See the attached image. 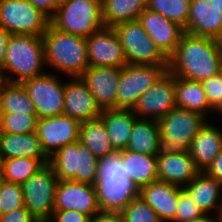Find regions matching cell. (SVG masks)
<instances>
[{
  "instance_id": "f6af8a7d",
  "label": "cell",
  "mask_w": 222,
  "mask_h": 222,
  "mask_svg": "<svg viewBox=\"0 0 222 222\" xmlns=\"http://www.w3.org/2000/svg\"><path fill=\"white\" fill-rule=\"evenodd\" d=\"M11 35L12 34L9 33L5 28H2L0 26V67H3V63L5 60V53Z\"/></svg>"
},
{
  "instance_id": "f1b7e54d",
  "label": "cell",
  "mask_w": 222,
  "mask_h": 222,
  "mask_svg": "<svg viewBox=\"0 0 222 222\" xmlns=\"http://www.w3.org/2000/svg\"><path fill=\"white\" fill-rule=\"evenodd\" d=\"M159 145L160 132L157 120L137 118L134 121L126 149L157 156Z\"/></svg>"
},
{
  "instance_id": "e0dca14e",
  "label": "cell",
  "mask_w": 222,
  "mask_h": 222,
  "mask_svg": "<svg viewBox=\"0 0 222 222\" xmlns=\"http://www.w3.org/2000/svg\"><path fill=\"white\" fill-rule=\"evenodd\" d=\"M64 79L63 115L80 123L98 119L102 109L80 77Z\"/></svg>"
},
{
  "instance_id": "ac0fdd59",
  "label": "cell",
  "mask_w": 222,
  "mask_h": 222,
  "mask_svg": "<svg viewBox=\"0 0 222 222\" xmlns=\"http://www.w3.org/2000/svg\"><path fill=\"white\" fill-rule=\"evenodd\" d=\"M121 69L122 67L89 66L80 76L102 110L116 108Z\"/></svg>"
},
{
  "instance_id": "6da1fadb",
  "label": "cell",
  "mask_w": 222,
  "mask_h": 222,
  "mask_svg": "<svg viewBox=\"0 0 222 222\" xmlns=\"http://www.w3.org/2000/svg\"><path fill=\"white\" fill-rule=\"evenodd\" d=\"M168 70L175 76L201 82L222 72V41L184 33L169 57Z\"/></svg>"
},
{
  "instance_id": "cb8c5ba5",
  "label": "cell",
  "mask_w": 222,
  "mask_h": 222,
  "mask_svg": "<svg viewBox=\"0 0 222 222\" xmlns=\"http://www.w3.org/2000/svg\"><path fill=\"white\" fill-rule=\"evenodd\" d=\"M183 189L203 214H213L222 206V183L200 172Z\"/></svg>"
},
{
  "instance_id": "bcb514c9",
  "label": "cell",
  "mask_w": 222,
  "mask_h": 222,
  "mask_svg": "<svg viewBox=\"0 0 222 222\" xmlns=\"http://www.w3.org/2000/svg\"><path fill=\"white\" fill-rule=\"evenodd\" d=\"M189 222H216L215 215L213 214H202L201 216L194 218Z\"/></svg>"
},
{
  "instance_id": "4dcf8cb0",
  "label": "cell",
  "mask_w": 222,
  "mask_h": 222,
  "mask_svg": "<svg viewBox=\"0 0 222 222\" xmlns=\"http://www.w3.org/2000/svg\"><path fill=\"white\" fill-rule=\"evenodd\" d=\"M147 0H102V17L105 27L138 20L146 9Z\"/></svg>"
},
{
  "instance_id": "30bf717a",
  "label": "cell",
  "mask_w": 222,
  "mask_h": 222,
  "mask_svg": "<svg viewBox=\"0 0 222 222\" xmlns=\"http://www.w3.org/2000/svg\"><path fill=\"white\" fill-rule=\"evenodd\" d=\"M22 85L36 108L37 118L63 115L64 78L47 70L44 74L25 80Z\"/></svg>"
},
{
  "instance_id": "74e56055",
  "label": "cell",
  "mask_w": 222,
  "mask_h": 222,
  "mask_svg": "<svg viewBox=\"0 0 222 222\" xmlns=\"http://www.w3.org/2000/svg\"><path fill=\"white\" fill-rule=\"evenodd\" d=\"M203 213L183 189L179 195L178 207L172 222H189Z\"/></svg>"
},
{
  "instance_id": "9a60e30c",
  "label": "cell",
  "mask_w": 222,
  "mask_h": 222,
  "mask_svg": "<svg viewBox=\"0 0 222 222\" xmlns=\"http://www.w3.org/2000/svg\"><path fill=\"white\" fill-rule=\"evenodd\" d=\"M86 48L89 66L123 67L127 64L113 27H104L88 36Z\"/></svg>"
},
{
  "instance_id": "7bdbcfd3",
  "label": "cell",
  "mask_w": 222,
  "mask_h": 222,
  "mask_svg": "<svg viewBox=\"0 0 222 222\" xmlns=\"http://www.w3.org/2000/svg\"><path fill=\"white\" fill-rule=\"evenodd\" d=\"M90 222H123V218L120 212L99 210L90 218Z\"/></svg>"
},
{
  "instance_id": "f546056e",
  "label": "cell",
  "mask_w": 222,
  "mask_h": 222,
  "mask_svg": "<svg viewBox=\"0 0 222 222\" xmlns=\"http://www.w3.org/2000/svg\"><path fill=\"white\" fill-rule=\"evenodd\" d=\"M79 142L98 159L116 153L108 137L106 126L100 118L80 123Z\"/></svg>"
},
{
  "instance_id": "5b68a950",
  "label": "cell",
  "mask_w": 222,
  "mask_h": 222,
  "mask_svg": "<svg viewBox=\"0 0 222 222\" xmlns=\"http://www.w3.org/2000/svg\"><path fill=\"white\" fill-rule=\"evenodd\" d=\"M50 24L62 32L87 38L105 27L102 0H63Z\"/></svg>"
},
{
  "instance_id": "d4e9b609",
  "label": "cell",
  "mask_w": 222,
  "mask_h": 222,
  "mask_svg": "<svg viewBox=\"0 0 222 222\" xmlns=\"http://www.w3.org/2000/svg\"><path fill=\"white\" fill-rule=\"evenodd\" d=\"M1 160L10 158L49 159L42 150L36 132L11 134L0 132Z\"/></svg>"
},
{
  "instance_id": "60d3db41",
  "label": "cell",
  "mask_w": 222,
  "mask_h": 222,
  "mask_svg": "<svg viewBox=\"0 0 222 222\" xmlns=\"http://www.w3.org/2000/svg\"><path fill=\"white\" fill-rule=\"evenodd\" d=\"M0 222H38L36 218L25 208L14 209L0 216Z\"/></svg>"
},
{
  "instance_id": "ffe728a7",
  "label": "cell",
  "mask_w": 222,
  "mask_h": 222,
  "mask_svg": "<svg viewBox=\"0 0 222 222\" xmlns=\"http://www.w3.org/2000/svg\"><path fill=\"white\" fill-rule=\"evenodd\" d=\"M184 33L222 41V13L210 0H190L189 17Z\"/></svg>"
},
{
  "instance_id": "d590c367",
  "label": "cell",
  "mask_w": 222,
  "mask_h": 222,
  "mask_svg": "<svg viewBox=\"0 0 222 222\" xmlns=\"http://www.w3.org/2000/svg\"><path fill=\"white\" fill-rule=\"evenodd\" d=\"M21 207H24V197L21 184L1 179L0 216Z\"/></svg>"
},
{
  "instance_id": "d6986e66",
  "label": "cell",
  "mask_w": 222,
  "mask_h": 222,
  "mask_svg": "<svg viewBox=\"0 0 222 222\" xmlns=\"http://www.w3.org/2000/svg\"><path fill=\"white\" fill-rule=\"evenodd\" d=\"M138 21L155 45L169 58L184 34L183 27L147 8L139 15Z\"/></svg>"
},
{
  "instance_id": "9c48e42d",
  "label": "cell",
  "mask_w": 222,
  "mask_h": 222,
  "mask_svg": "<svg viewBox=\"0 0 222 222\" xmlns=\"http://www.w3.org/2000/svg\"><path fill=\"white\" fill-rule=\"evenodd\" d=\"M58 182L53 167L48 163L21 184L24 207L38 222L51 219Z\"/></svg>"
},
{
  "instance_id": "816d5d0a",
  "label": "cell",
  "mask_w": 222,
  "mask_h": 222,
  "mask_svg": "<svg viewBox=\"0 0 222 222\" xmlns=\"http://www.w3.org/2000/svg\"><path fill=\"white\" fill-rule=\"evenodd\" d=\"M1 166H2V160H1V157H0V176H1Z\"/></svg>"
},
{
  "instance_id": "1f68e13d",
  "label": "cell",
  "mask_w": 222,
  "mask_h": 222,
  "mask_svg": "<svg viewBox=\"0 0 222 222\" xmlns=\"http://www.w3.org/2000/svg\"><path fill=\"white\" fill-rule=\"evenodd\" d=\"M49 159L10 158L2 160L1 178L5 181L22 184L39 171Z\"/></svg>"
},
{
  "instance_id": "836d02e7",
  "label": "cell",
  "mask_w": 222,
  "mask_h": 222,
  "mask_svg": "<svg viewBox=\"0 0 222 222\" xmlns=\"http://www.w3.org/2000/svg\"><path fill=\"white\" fill-rule=\"evenodd\" d=\"M146 8L184 28L189 17L190 0H147Z\"/></svg>"
},
{
  "instance_id": "44dd1931",
  "label": "cell",
  "mask_w": 222,
  "mask_h": 222,
  "mask_svg": "<svg viewBox=\"0 0 222 222\" xmlns=\"http://www.w3.org/2000/svg\"><path fill=\"white\" fill-rule=\"evenodd\" d=\"M200 172L189 151L157 155V176L160 181L185 187Z\"/></svg>"
},
{
  "instance_id": "c3c4849f",
  "label": "cell",
  "mask_w": 222,
  "mask_h": 222,
  "mask_svg": "<svg viewBox=\"0 0 222 222\" xmlns=\"http://www.w3.org/2000/svg\"><path fill=\"white\" fill-rule=\"evenodd\" d=\"M214 7L222 13V0H210Z\"/></svg>"
},
{
  "instance_id": "603a6c76",
  "label": "cell",
  "mask_w": 222,
  "mask_h": 222,
  "mask_svg": "<svg viewBox=\"0 0 222 222\" xmlns=\"http://www.w3.org/2000/svg\"><path fill=\"white\" fill-rule=\"evenodd\" d=\"M219 124L207 121L193 138L189 153L196 167L204 172L222 150V130Z\"/></svg>"
},
{
  "instance_id": "b9f144b4",
  "label": "cell",
  "mask_w": 222,
  "mask_h": 222,
  "mask_svg": "<svg viewBox=\"0 0 222 222\" xmlns=\"http://www.w3.org/2000/svg\"><path fill=\"white\" fill-rule=\"evenodd\" d=\"M36 9L40 10L49 19H51L55 11L63 0H28Z\"/></svg>"
},
{
  "instance_id": "4fadbf2b",
  "label": "cell",
  "mask_w": 222,
  "mask_h": 222,
  "mask_svg": "<svg viewBox=\"0 0 222 222\" xmlns=\"http://www.w3.org/2000/svg\"><path fill=\"white\" fill-rule=\"evenodd\" d=\"M176 108L175 76L166 70L137 100L132 112L138 118L158 120Z\"/></svg>"
},
{
  "instance_id": "e575fe53",
  "label": "cell",
  "mask_w": 222,
  "mask_h": 222,
  "mask_svg": "<svg viewBox=\"0 0 222 222\" xmlns=\"http://www.w3.org/2000/svg\"><path fill=\"white\" fill-rule=\"evenodd\" d=\"M37 114L2 112L0 132L26 134L36 132Z\"/></svg>"
},
{
  "instance_id": "7dc6e473",
  "label": "cell",
  "mask_w": 222,
  "mask_h": 222,
  "mask_svg": "<svg viewBox=\"0 0 222 222\" xmlns=\"http://www.w3.org/2000/svg\"><path fill=\"white\" fill-rule=\"evenodd\" d=\"M7 79L2 67H0V92L3 89L4 85L7 83Z\"/></svg>"
},
{
  "instance_id": "f5cc1de1",
  "label": "cell",
  "mask_w": 222,
  "mask_h": 222,
  "mask_svg": "<svg viewBox=\"0 0 222 222\" xmlns=\"http://www.w3.org/2000/svg\"><path fill=\"white\" fill-rule=\"evenodd\" d=\"M1 116H2V112H1V106H0V124H1Z\"/></svg>"
},
{
  "instance_id": "83f0119b",
  "label": "cell",
  "mask_w": 222,
  "mask_h": 222,
  "mask_svg": "<svg viewBox=\"0 0 222 222\" xmlns=\"http://www.w3.org/2000/svg\"><path fill=\"white\" fill-rule=\"evenodd\" d=\"M176 107L205 116L207 119L215 111L209 106L202 84L180 77H175Z\"/></svg>"
},
{
  "instance_id": "277c9868",
  "label": "cell",
  "mask_w": 222,
  "mask_h": 222,
  "mask_svg": "<svg viewBox=\"0 0 222 222\" xmlns=\"http://www.w3.org/2000/svg\"><path fill=\"white\" fill-rule=\"evenodd\" d=\"M2 68L7 81L12 83L44 74L47 69L42 36L11 35Z\"/></svg>"
},
{
  "instance_id": "7c38bea8",
  "label": "cell",
  "mask_w": 222,
  "mask_h": 222,
  "mask_svg": "<svg viewBox=\"0 0 222 222\" xmlns=\"http://www.w3.org/2000/svg\"><path fill=\"white\" fill-rule=\"evenodd\" d=\"M168 70V65L126 64L121 69L116 109L132 110L138 98Z\"/></svg>"
},
{
  "instance_id": "f35d334b",
  "label": "cell",
  "mask_w": 222,
  "mask_h": 222,
  "mask_svg": "<svg viewBox=\"0 0 222 222\" xmlns=\"http://www.w3.org/2000/svg\"><path fill=\"white\" fill-rule=\"evenodd\" d=\"M209 106L216 112L222 104V72L200 82Z\"/></svg>"
},
{
  "instance_id": "681fc988",
  "label": "cell",
  "mask_w": 222,
  "mask_h": 222,
  "mask_svg": "<svg viewBox=\"0 0 222 222\" xmlns=\"http://www.w3.org/2000/svg\"><path fill=\"white\" fill-rule=\"evenodd\" d=\"M216 222H222V206L215 214Z\"/></svg>"
},
{
  "instance_id": "ba28073f",
  "label": "cell",
  "mask_w": 222,
  "mask_h": 222,
  "mask_svg": "<svg viewBox=\"0 0 222 222\" xmlns=\"http://www.w3.org/2000/svg\"><path fill=\"white\" fill-rule=\"evenodd\" d=\"M113 29L127 64L169 65V58L155 45L138 20L117 24Z\"/></svg>"
},
{
  "instance_id": "3957f363",
  "label": "cell",
  "mask_w": 222,
  "mask_h": 222,
  "mask_svg": "<svg viewBox=\"0 0 222 222\" xmlns=\"http://www.w3.org/2000/svg\"><path fill=\"white\" fill-rule=\"evenodd\" d=\"M94 188L98 207L102 211L121 212L139 195V190L124 170L118 152L99 159L98 177Z\"/></svg>"
},
{
  "instance_id": "8fae6325",
  "label": "cell",
  "mask_w": 222,
  "mask_h": 222,
  "mask_svg": "<svg viewBox=\"0 0 222 222\" xmlns=\"http://www.w3.org/2000/svg\"><path fill=\"white\" fill-rule=\"evenodd\" d=\"M50 19L28 0H0V26L12 35L42 36Z\"/></svg>"
},
{
  "instance_id": "7402d4cb",
  "label": "cell",
  "mask_w": 222,
  "mask_h": 222,
  "mask_svg": "<svg viewBox=\"0 0 222 222\" xmlns=\"http://www.w3.org/2000/svg\"><path fill=\"white\" fill-rule=\"evenodd\" d=\"M183 187L156 180L143 186L139 196L156 212L161 222H172Z\"/></svg>"
},
{
  "instance_id": "ab89813d",
  "label": "cell",
  "mask_w": 222,
  "mask_h": 222,
  "mask_svg": "<svg viewBox=\"0 0 222 222\" xmlns=\"http://www.w3.org/2000/svg\"><path fill=\"white\" fill-rule=\"evenodd\" d=\"M48 222H90V217L72 210H54Z\"/></svg>"
},
{
  "instance_id": "52a82bcc",
  "label": "cell",
  "mask_w": 222,
  "mask_h": 222,
  "mask_svg": "<svg viewBox=\"0 0 222 222\" xmlns=\"http://www.w3.org/2000/svg\"><path fill=\"white\" fill-rule=\"evenodd\" d=\"M49 164L58 180L96 183L99 159L79 140L61 147L49 158Z\"/></svg>"
},
{
  "instance_id": "ee69618b",
  "label": "cell",
  "mask_w": 222,
  "mask_h": 222,
  "mask_svg": "<svg viewBox=\"0 0 222 222\" xmlns=\"http://www.w3.org/2000/svg\"><path fill=\"white\" fill-rule=\"evenodd\" d=\"M204 172L222 183V150Z\"/></svg>"
},
{
  "instance_id": "4316f807",
  "label": "cell",
  "mask_w": 222,
  "mask_h": 222,
  "mask_svg": "<svg viewBox=\"0 0 222 222\" xmlns=\"http://www.w3.org/2000/svg\"><path fill=\"white\" fill-rule=\"evenodd\" d=\"M118 153L121 155L127 176L138 190L158 180L157 156L137 153L128 149L118 151Z\"/></svg>"
},
{
  "instance_id": "d6a6232c",
  "label": "cell",
  "mask_w": 222,
  "mask_h": 222,
  "mask_svg": "<svg viewBox=\"0 0 222 222\" xmlns=\"http://www.w3.org/2000/svg\"><path fill=\"white\" fill-rule=\"evenodd\" d=\"M1 112H19L36 114V108L30 100L22 83L7 82L0 92Z\"/></svg>"
},
{
  "instance_id": "8d00e7d4",
  "label": "cell",
  "mask_w": 222,
  "mask_h": 222,
  "mask_svg": "<svg viewBox=\"0 0 222 222\" xmlns=\"http://www.w3.org/2000/svg\"><path fill=\"white\" fill-rule=\"evenodd\" d=\"M120 213L123 222H161L156 212L139 195Z\"/></svg>"
},
{
  "instance_id": "484cf974",
  "label": "cell",
  "mask_w": 222,
  "mask_h": 222,
  "mask_svg": "<svg viewBox=\"0 0 222 222\" xmlns=\"http://www.w3.org/2000/svg\"><path fill=\"white\" fill-rule=\"evenodd\" d=\"M99 118L106 126L113 149L116 152L125 150L132 133L134 121L138 117L132 110L112 108L103 109Z\"/></svg>"
},
{
  "instance_id": "2e32d148",
  "label": "cell",
  "mask_w": 222,
  "mask_h": 222,
  "mask_svg": "<svg viewBox=\"0 0 222 222\" xmlns=\"http://www.w3.org/2000/svg\"><path fill=\"white\" fill-rule=\"evenodd\" d=\"M54 210H72L93 217L100 209L94 185L59 180L55 193Z\"/></svg>"
},
{
  "instance_id": "f907efd6",
  "label": "cell",
  "mask_w": 222,
  "mask_h": 222,
  "mask_svg": "<svg viewBox=\"0 0 222 222\" xmlns=\"http://www.w3.org/2000/svg\"><path fill=\"white\" fill-rule=\"evenodd\" d=\"M217 114L219 115L218 118H220V116L222 118V104H221L220 108L215 112V115H217Z\"/></svg>"
},
{
  "instance_id": "7a4b0ae2",
  "label": "cell",
  "mask_w": 222,
  "mask_h": 222,
  "mask_svg": "<svg viewBox=\"0 0 222 222\" xmlns=\"http://www.w3.org/2000/svg\"><path fill=\"white\" fill-rule=\"evenodd\" d=\"M42 39L45 66L53 73L80 77L89 67L85 37L62 32L49 24Z\"/></svg>"
},
{
  "instance_id": "8992f818",
  "label": "cell",
  "mask_w": 222,
  "mask_h": 222,
  "mask_svg": "<svg viewBox=\"0 0 222 222\" xmlns=\"http://www.w3.org/2000/svg\"><path fill=\"white\" fill-rule=\"evenodd\" d=\"M205 116L174 108L157 120L160 132L159 153L189 151L193 138L208 121Z\"/></svg>"
},
{
  "instance_id": "5bb4252c",
  "label": "cell",
  "mask_w": 222,
  "mask_h": 222,
  "mask_svg": "<svg viewBox=\"0 0 222 222\" xmlns=\"http://www.w3.org/2000/svg\"><path fill=\"white\" fill-rule=\"evenodd\" d=\"M80 122L65 115L39 118L36 133L43 152L51 158L61 147L79 140Z\"/></svg>"
}]
</instances>
